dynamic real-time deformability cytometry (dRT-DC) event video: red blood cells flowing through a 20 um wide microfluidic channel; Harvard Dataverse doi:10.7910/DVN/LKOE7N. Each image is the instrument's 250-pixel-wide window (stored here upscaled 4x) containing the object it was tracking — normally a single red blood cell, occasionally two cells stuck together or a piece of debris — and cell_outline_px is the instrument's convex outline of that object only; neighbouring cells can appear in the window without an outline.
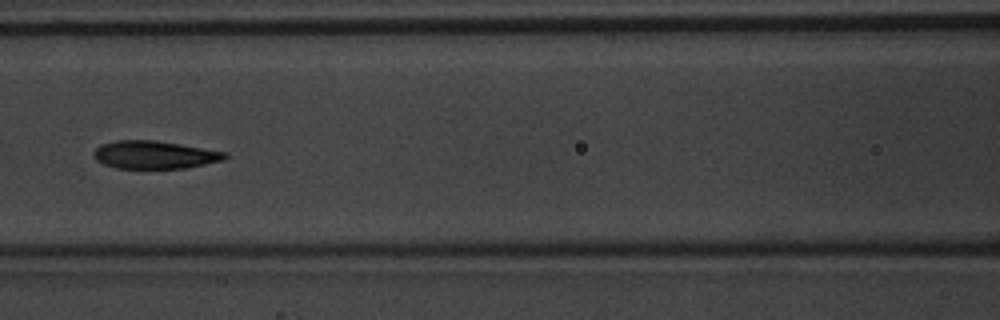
{"species": "common noctule bat (a hibernating species)", "species_latin": "Nyctalus noctula", "temperature_condition": "warm", "stored_images_in_passage": 7, "camera_frame_rate_fps": 3000, "um_per_image_px": 0.085, "animal": {"sex": "male", "body_mass_g": 20.1, "forearm_length_mm": 53.5}, "frame": {"image": 1, "passage_image": 7, "time_ms": 2.0, "image_size_px": [1000, 320], "cell_outline_px": [[228, 156], [224, 160], [188, 168], [116, 168], [104, 164], [96, 160], [96, 148], [100, 144], [116, 140], [156, 140], [228, 152]], "centroid_in_image_um": [13.19, 13.15], "position_along_channel_um": 153.4, "area_um2": 21.33}}